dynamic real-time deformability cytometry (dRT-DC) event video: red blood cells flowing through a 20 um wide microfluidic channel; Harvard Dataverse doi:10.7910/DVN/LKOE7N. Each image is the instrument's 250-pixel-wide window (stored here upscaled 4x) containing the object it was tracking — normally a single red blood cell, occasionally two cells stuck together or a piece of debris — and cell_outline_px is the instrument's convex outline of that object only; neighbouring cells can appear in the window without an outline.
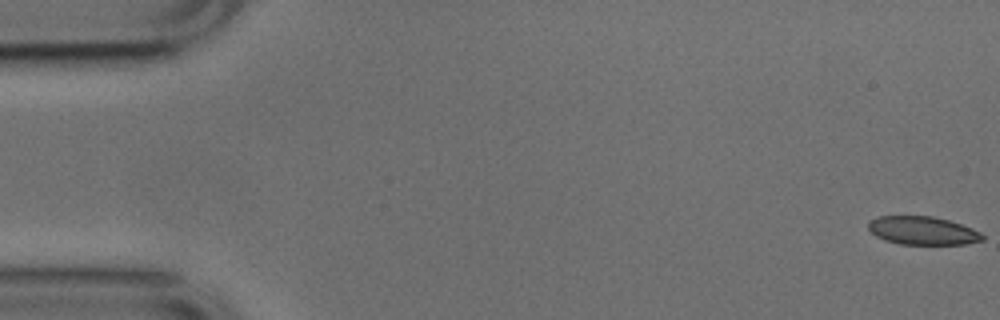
{"species": "common noctule bat (a hibernating species)", "species_latin": "Nyctalus noctula", "temperature_condition": "cold", "stored_images_in_passage": 54, "camera_frame_rate_fps": 3000, "um_per_image_px": 0.085, "animal": {"sex": "male", "body_mass_g": 17.9, "forearm_length_mm": 54.2}, "frame": {"image": 1, "passage_image": 1, "time_ms": 0.0, "image_size_px": [1000, 320], "cell_outline_px": [[984, 240], [964, 244], [900, 244], [884, 240], [876, 236], [868, 228], [868, 220], [876, 216], [932, 216], [948, 220], [972, 228], [980, 232], [984, 236]], "centroid_in_image_um": [78.4, 19.6], "position_along_channel_um": 6.6, "area_um2": 18.84}}
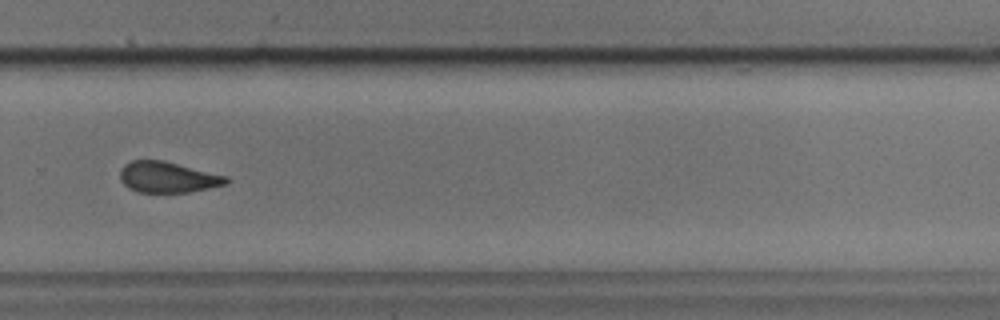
{"frame": {"image": 2, "passage_image": 36, "time_ms": 11.667, "image_size_px": [1000, 320], "cell_outline_px": [[228, 184], [188, 192], [136, 192], [128, 188], [120, 180], [120, 168], [124, 164], [132, 160], [164, 160], [228, 176]], "centroid_in_image_um": [14.24, 15.05], "position_along_channel_um": 315.6, "area_um2": 19.25}}
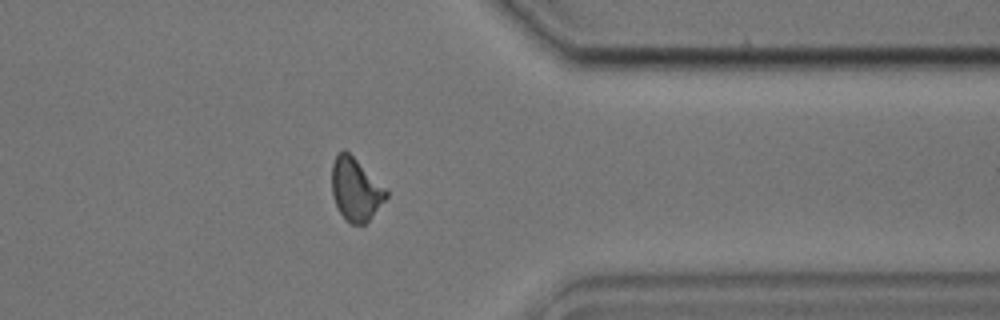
{"frame": {"image": 3, "passage_image": 42, "time_ms": 13.667, "image_size_px": [1000, 320], "cell_outline_px": [[388, 196], [368, 220], [364, 224], [348, 224], [344, 220], [332, 196], [332, 164], [336, 156], [344, 148], [388, 188]], "centroid_in_image_um": [30.24, 16.09], "position_along_channel_um": 381.2, "area_um2": 20.0}}